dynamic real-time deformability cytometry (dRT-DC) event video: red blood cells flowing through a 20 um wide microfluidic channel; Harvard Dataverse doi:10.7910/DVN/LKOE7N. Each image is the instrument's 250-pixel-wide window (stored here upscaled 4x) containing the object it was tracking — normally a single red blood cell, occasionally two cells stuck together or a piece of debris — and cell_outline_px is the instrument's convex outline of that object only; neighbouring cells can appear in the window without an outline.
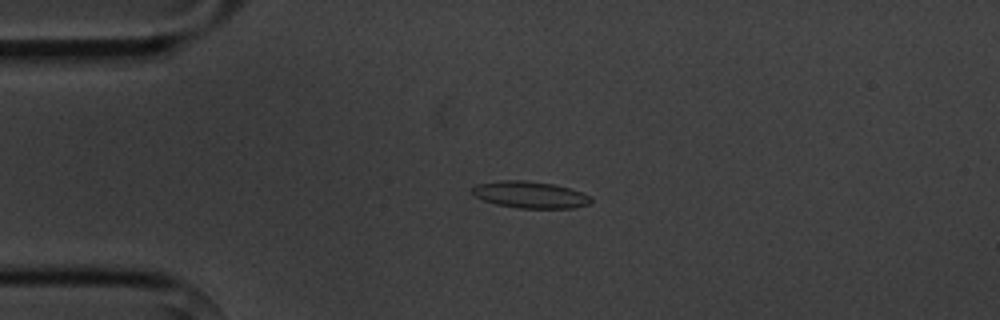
{"species": "common noctule bat (a hibernating species)", "species_latin": "Nyctalus noctula", "temperature_condition": "cold", "stored_images_in_passage": 5, "camera_frame_rate_fps": 3000, "um_per_image_px": 0.085, "animal": {"sex": "male", "body_mass_g": 20.1, "forearm_length_mm": 53.5}, "frame": {"image": 1, "passage_image": 4, "time_ms": 3.667, "image_size_px": [1000, 320], "cell_outline_px": [[592, 204], [572, 208], [516, 208], [496, 204], [484, 200], [476, 196], [472, 192], [472, 188], [476, 184], [504, 180], [524, 180], [552, 184], [568, 188], [592, 196]], "centroid_in_image_um": [45.09, 16.56], "position_along_channel_um": 39.9, "area_um2": 18.44}}